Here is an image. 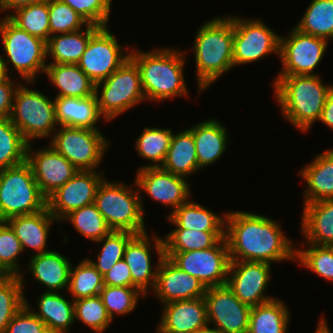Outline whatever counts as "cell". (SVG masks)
Returning a JSON list of instances; mask_svg holds the SVG:
<instances>
[{"instance_id":"obj_1","label":"cell","mask_w":333,"mask_h":333,"mask_svg":"<svg viewBox=\"0 0 333 333\" xmlns=\"http://www.w3.org/2000/svg\"><path fill=\"white\" fill-rule=\"evenodd\" d=\"M225 227L230 261L270 264L295 260L293 242L286 238L278 222L266 216L245 211L228 212Z\"/></svg>"},{"instance_id":"obj_2","label":"cell","mask_w":333,"mask_h":333,"mask_svg":"<svg viewBox=\"0 0 333 333\" xmlns=\"http://www.w3.org/2000/svg\"><path fill=\"white\" fill-rule=\"evenodd\" d=\"M331 87L319 75H278L273 83L282 114L303 132L320 120Z\"/></svg>"},{"instance_id":"obj_3","label":"cell","mask_w":333,"mask_h":333,"mask_svg":"<svg viewBox=\"0 0 333 333\" xmlns=\"http://www.w3.org/2000/svg\"><path fill=\"white\" fill-rule=\"evenodd\" d=\"M194 54L199 92L207 89L233 63V17L204 23L195 35Z\"/></svg>"},{"instance_id":"obj_4","label":"cell","mask_w":333,"mask_h":333,"mask_svg":"<svg viewBox=\"0 0 333 333\" xmlns=\"http://www.w3.org/2000/svg\"><path fill=\"white\" fill-rule=\"evenodd\" d=\"M136 63L146 100L160 101L177 96H188L183 77L184 54L170 48L151 52H130Z\"/></svg>"},{"instance_id":"obj_5","label":"cell","mask_w":333,"mask_h":333,"mask_svg":"<svg viewBox=\"0 0 333 333\" xmlns=\"http://www.w3.org/2000/svg\"><path fill=\"white\" fill-rule=\"evenodd\" d=\"M140 189L136 191L124 183L103 179L99 184L94 204L112 231L145 233L144 209Z\"/></svg>"},{"instance_id":"obj_6","label":"cell","mask_w":333,"mask_h":333,"mask_svg":"<svg viewBox=\"0 0 333 333\" xmlns=\"http://www.w3.org/2000/svg\"><path fill=\"white\" fill-rule=\"evenodd\" d=\"M47 207L30 164L0 170V221L40 212Z\"/></svg>"},{"instance_id":"obj_7","label":"cell","mask_w":333,"mask_h":333,"mask_svg":"<svg viewBox=\"0 0 333 333\" xmlns=\"http://www.w3.org/2000/svg\"><path fill=\"white\" fill-rule=\"evenodd\" d=\"M0 36L7 55L6 61L0 60L8 73L7 64H11L25 82H35L36 74L45 72L47 64V42L20 29L8 17L0 21Z\"/></svg>"},{"instance_id":"obj_8","label":"cell","mask_w":333,"mask_h":333,"mask_svg":"<svg viewBox=\"0 0 333 333\" xmlns=\"http://www.w3.org/2000/svg\"><path fill=\"white\" fill-rule=\"evenodd\" d=\"M100 85H102L99 96ZM100 114L106 121L145 101L140 72L136 63L128 58L108 78L95 84Z\"/></svg>"},{"instance_id":"obj_9","label":"cell","mask_w":333,"mask_h":333,"mask_svg":"<svg viewBox=\"0 0 333 333\" xmlns=\"http://www.w3.org/2000/svg\"><path fill=\"white\" fill-rule=\"evenodd\" d=\"M9 118L28 143L31 139L46 138L57 131L55 101L20 84Z\"/></svg>"},{"instance_id":"obj_10","label":"cell","mask_w":333,"mask_h":333,"mask_svg":"<svg viewBox=\"0 0 333 333\" xmlns=\"http://www.w3.org/2000/svg\"><path fill=\"white\" fill-rule=\"evenodd\" d=\"M60 127L54 132L49 145L77 169L95 170L109 146L105 136L99 130Z\"/></svg>"},{"instance_id":"obj_11","label":"cell","mask_w":333,"mask_h":333,"mask_svg":"<svg viewBox=\"0 0 333 333\" xmlns=\"http://www.w3.org/2000/svg\"><path fill=\"white\" fill-rule=\"evenodd\" d=\"M182 271L197 278L205 288L225 285L230 265L226 238L207 249L187 252H164Z\"/></svg>"},{"instance_id":"obj_12","label":"cell","mask_w":333,"mask_h":333,"mask_svg":"<svg viewBox=\"0 0 333 333\" xmlns=\"http://www.w3.org/2000/svg\"><path fill=\"white\" fill-rule=\"evenodd\" d=\"M259 19L233 17V63L244 65L269 53L279 55L280 36Z\"/></svg>"},{"instance_id":"obj_13","label":"cell","mask_w":333,"mask_h":333,"mask_svg":"<svg viewBox=\"0 0 333 333\" xmlns=\"http://www.w3.org/2000/svg\"><path fill=\"white\" fill-rule=\"evenodd\" d=\"M116 36L106 27H100L89 39L78 67L96 84L108 78L128 58L123 54Z\"/></svg>"},{"instance_id":"obj_14","label":"cell","mask_w":333,"mask_h":333,"mask_svg":"<svg viewBox=\"0 0 333 333\" xmlns=\"http://www.w3.org/2000/svg\"><path fill=\"white\" fill-rule=\"evenodd\" d=\"M327 40L304 33L296 27L290 36H280L279 56L282 72L278 75H317V67L327 48Z\"/></svg>"},{"instance_id":"obj_15","label":"cell","mask_w":333,"mask_h":333,"mask_svg":"<svg viewBox=\"0 0 333 333\" xmlns=\"http://www.w3.org/2000/svg\"><path fill=\"white\" fill-rule=\"evenodd\" d=\"M208 324L218 333H247L251 307L242 303L225 284L206 288Z\"/></svg>"},{"instance_id":"obj_16","label":"cell","mask_w":333,"mask_h":333,"mask_svg":"<svg viewBox=\"0 0 333 333\" xmlns=\"http://www.w3.org/2000/svg\"><path fill=\"white\" fill-rule=\"evenodd\" d=\"M103 179L102 172L80 170L47 197L48 211L62 221L71 211L93 204Z\"/></svg>"},{"instance_id":"obj_17","label":"cell","mask_w":333,"mask_h":333,"mask_svg":"<svg viewBox=\"0 0 333 333\" xmlns=\"http://www.w3.org/2000/svg\"><path fill=\"white\" fill-rule=\"evenodd\" d=\"M270 266L264 262L230 261L226 285L250 307L269 302L274 298L264 292L270 282Z\"/></svg>"},{"instance_id":"obj_18","label":"cell","mask_w":333,"mask_h":333,"mask_svg":"<svg viewBox=\"0 0 333 333\" xmlns=\"http://www.w3.org/2000/svg\"><path fill=\"white\" fill-rule=\"evenodd\" d=\"M134 185L157 202L173 207L172 212L186 203L191 196L190 186L184 177L174 175L161 167L138 170Z\"/></svg>"},{"instance_id":"obj_19","label":"cell","mask_w":333,"mask_h":333,"mask_svg":"<svg viewBox=\"0 0 333 333\" xmlns=\"http://www.w3.org/2000/svg\"><path fill=\"white\" fill-rule=\"evenodd\" d=\"M27 147L26 161L30 164L41 193L47 198L80 170L51 146L33 151Z\"/></svg>"},{"instance_id":"obj_20","label":"cell","mask_w":333,"mask_h":333,"mask_svg":"<svg viewBox=\"0 0 333 333\" xmlns=\"http://www.w3.org/2000/svg\"><path fill=\"white\" fill-rule=\"evenodd\" d=\"M154 246L158 254L159 260L155 271L152 270L151 265V242L149 241L147 233L136 234L127 244L124 252L123 259L130 268L132 276V287L138 288L145 296L147 295L148 288L155 287L157 269L159 262L164 257V243L163 239L155 236ZM150 285V287H149Z\"/></svg>"},{"instance_id":"obj_21","label":"cell","mask_w":333,"mask_h":333,"mask_svg":"<svg viewBox=\"0 0 333 333\" xmlns=\"http://www.w3.org/2000/svg\"><path fill=\"white\" fill-rule=\"evenodd\" d=\"M163 304L204 297L206 288L192 275L182 271L164 255L158 265L153 289Z\"/></svg>"},{"instance_id":"obj_22","label":"cell","mask_w":333,"mask_h":333,"mask_svg":"<svg viewBox=\"0 0 333 333\" xmlns=\"http://www.w3.org/2000/svg\"><path fill=\"white\" fill-rule=\"evenodd\" d=\"M163 306L157 333H191L210 325L204 297L172 301Z\"/></svg>"},{"instance_id":"obj_23","label":"cell","mask_w":333,"mask_h":333,"mask_svg":"<svg viewBox=\"0 0 333 333\" xmlns=\"http://www.w3.org/2000/svg\"><path fill=\"white\" fill-rule=\"evenodd\" d=\"M300 173L307 183L303 204L333 199V149L317 155Z\"/></svg>"},{"instance_id":"obj_24","label":"cell","mask_w":333,"mask_h":333,"mask_svg":"<svg viewBox=\"0 0 333 333\" xmlns=\"http://www.w3.org/2000/svg\"><path fill=\"white\" fill-rule=\"evenodd\" d=\"M303 206L301 232L307 244L333 246V199Z\"/></svg>"},{"instance_id":"obj_25","label":"cell","mask_w":333,"mask_h":333,"mask_svg":"<svg viewBox=\"0 0 333 333\" xmlns=\"http://www.w3.org/2000/svg\"><path fill=\"white\" fill-rule=\"evenodd\" d=\"M53 221H57V219L46 207L40 212L15 216L6 222L14 230L23 250L28 247L37 251L36 254H42L51 251L45 249L49 228Z\"/></svg>"},{"instance_id":"obj_26","label":"cell","mask_w":333,"mask_h":333,"mask_svg":"<svg viewBox=\"0 0 333 333\" xmlns=\"http://www.w3.org/2000/svg\"><path fill=\"white\" fill-rule=\"evenodd\" d=\"M70 260L57 251L35 254L31 257L29 270L34 278L50 292H59L69 287Z\"/></svg>"},{"instance_id":"obj_27","label":"cell","mask_w":333,"mask_h":333,"mask_svg":"<svg viewBox=\"0 0 333 333\" xmlns=\"http://www.w3.org/2000/svg\"><path fill=\"white\" fill-rule=\"evenodd\" d=\"M56 121L60 126L98 130L101 118L96 94L86 98L55 97Z\"/></svg>"},{"instance_id":"obj_28","label":"cell","mask_w":333,"mask_h":333,"mask_svg":"<svg viewBox=\"0 0 333 333\" xmlns=\"http://www.w3.org/2000/svg\"><path fill=\"white\" fill-rule=\"evenodd\" d=\"M189 130L195 141L199 169H203L217 161L223 155L227 146V131L215 119L203 121Z\"/></svg>"},{"instance_id":"obj_29","label":"cell","mask_w":333,"mask_h":333,"mask_svg":"<svg viewBox=\"0 0 333 333\" xmlns=\"http://www.w3.org/2000/svg\"><path fill=\"white\" fill-rule=\"evenodd\" d=\"M44 73L60 90L56 97L86 98L95 94V83L77 64L49 63Z\"/></svg>"},{"instance_id":"obj_30","label":"cell","mask_w":333,"mask_h":333,"mask_svg":"<svg viewBox=\"0 0 333 333\" xmlns=\"http://www.w3.org/2000/svg\"><path fill=\"white\" fill-rule=\"evenodd\" d=\"M100 27L86 25V30L55 34L47 41V56L51 55L53 63L77 64L83 55L90 37Z\"/></svg>"},{"instance_id":"obj_31","label":"cell","mask_w":333,"mask_h":333,"mask_svg":"<svg viewBox=\"0 0 333 333\" xmlns=\"http://www.w3.org/2000/svg\"><path fill=\"white\" fill-rule=\"evenodd\" d=\"M161 168L184 178L200 170L195 141L189 129L173 134Z\"/></svg>"},{"instance_id":"obj_32","label":"cell","mask_w":333,"mask_h":333,"mask_svg":"<svg viewBox=\"0 0 333 333\" xmlns=\"http://www.w3.org/2000/svg\"><path fill=\"white\" fill-rule=\"evenodd\" d=\"M168 220L177 226L174 230L225 232V215L217 216L190 199L170 212Z\"/></svg>"},{"instance_id":"obj_33","label":"cell","mask_w":333,"mask_h":333,"mask_svg":"<svg viewBox=\"0 0 333 333\" xmlns=\"http://www.w3.org/2000/svg\"><path fill=\"white\" fill-rule=\"evenodd\" d=\"M59 292L44 291L38 299V316L50 333H66L74 320V300L69 302Z\"/></svg>"},{"instance_id":"obj_34","label":"cell","mask_w":333,"mask_h":333,"mask_svg":"<svg viewBox=\"0 0 333 333\" xmlns=\"http://www.w3.org/2000/svg\"><path fill=\"white\" fill-rule=\"evenodd\" d=\"M289 316L288 308L279 299L251 307L247 333H287Z\"/></svg>"},{"instance_id":"obj_35","label":"cell","mask_w":333,"mask_h":333,"mask_svg":"<svg viewBox=\"0 0 333 333\" xmlns=\"http://www.w3.org/2000/svg\"><path fill=\"white\" fill-rule=\"evenodd\" d=\"M298 30L325 40L333 38V0H312L300 22Z\"/></svg>"},{"instance_id":"obj_36","label":"cell","mask_w":333,"mask_h":333,"mask_svg":"<svg viewBox=\"0 0 333 333\" xmlns=\"http://www.w3.org/2000/svg\"><path fill=\"white\" fill-rule=\"evenodd\" d=\"M28 144L9 117L0 118V170L25 162Z\"/></svg>"},{"instance_id":"obj_37","label":"cell","mask_w":333,"mask_h":333,"mask_svg":"<svg viewBox=\"0 0 333 333\" xmlns=\"http://www.w3.org/2000/svg\"><path fill=\"white\" fill-rule=\"evenodd\" d=\"M16 14H6L15 25L30 35L37 36L46 42L50 38L49 0H43L18 8Z\"/></svg>"},{"instance_id":"obj_38","label":"cell","mask_w":333,"mask_h":333,"mask_svg":"<svg viewBox=\"0 0 333 333\" xmlns=\"http://www.w3.org/2000/svg\"><path fill=\"white\" fill-rule=\"evenodd\" d=\"M225 238V232L173 230L163 238L164 252H187L207 249Z\"/></svg>"},{"instance_id":"obj_39","label":"cell","mask_w":333,"mask_h":333,"mask_svg":"<svg viewBox=\"0 0 333 333\" xmlns=\"http://www.w3.org/2000/svg\"><path fill=\"white\" fill-rule=\"evenodd\" d=\"M172 137L170 129L145 127L142 134L136 139V150L142 158L149 159L155 165H146L138 170L147 167H161L171 145Z\"/></svg>"},{"instance_id":"obj_40","label":"cell","mask_w":333,"mask_h":333,"mask_svg":"<svg viewBox=\"0 0 333 333\" xmlns=\"http://www.w3.org/2000/svg\"><path fill=\"white\" fill-rule=\"evenodd\" d=\"M103 287V275L88 259L81 261L75 269L71 266L68 290L73 300L98 296Z\"/></svg>"},{"instance_id":"obj_41","label":"cell","mask_w":333,"mask_h":333,"mask_svg":"<svg viewBox=\"0 0 333 333\" xmlns=\"http://www.w3.org/2000/svg\"><path fill=\"white\" fill-rule=\"evenodd\" d=\"M63 220L70 221L77 232L95 242L112 231L94 203L71 211Z\"/></svg>"},{"instance_id":"obj_42","label":"cell","mask_w":333,"mask_h":333,"mask_svg":"<svg viewBox=\"0 0 333 333\" xmlns=\"http://www.w3.org/2000/svg\"><path fill=\"white\" fill-rule=\"evenodd\" d=\"M23 275L9 276L0 284V333H5L7 325L25 304Z\"/></svg>"},{"instance_id":"obj_43","label":"cell","mask_w":333,"mask_h":333,"mask_svg":"<svg viewBox=\"0 0 333 333\" xmlns=\"http://www.w3.org/2000/svg\"><path fill=\"white\" fill-rule=\"evenodd\" d=\"M136 234L128 231H111L101 240L96 242H104L101 252L97 255V262L87 258L92 265L102 274L107 273L116 262L123 259L125 248L128 242Z\"/></svg>"},{"instance_id":"obj_44","label":"cell","mask_w":333,"mask_h":333,"mask_svg":"<svg viewBox=\"0 0 333 333\" xmlns=\"http://www.w3.org/2000/svg\"><path fill=\"white\" fill-rule=\"evenodd\" d=\"M139 295L143 296L144 294L135 287L107 285H104L99 294L111 320L115 314L125 315L134 311Z\"/></svg>"},{"instance_id":"obj_45","label":"cell","mask_w":333,"mask_h":333,"mask_svg":"<svg viewBox=\"0 0 333 333\" xmlns=\"http://www.w3.org/2000/svg\"><path fill=\"white\" fill-rule=\"evenodd\" d=\"M76 319L98 333L108 328L112 321L99 295L74 300V320Z\"/></svg>"},{"instance_id":"obj_46","label":"cell","mask_w":333,"mask_h":333,"mask_svg":"<svg viewBox=\"0 0 333 333\" xmlns=\"http://www.w3.org/2000/svg\"><path fill=\"white\" fill-rule=\"evenodd\" d=\"M308 245L307 250L296 249L295 261L333 282V246Z\"/></svg>"},{"instance_id":"obj_47","label":"cell","mask_w":333,"mask_h":333,"mask_svg":"<svg viewBox=\"0 0 333 333\" xmlns=\"http://www.w3.org/2000/svg\"><path fill=\"white\" fill-rule=\"evenodd\" d=\"M83 24L88 25L86 20L68 4L60 0H49L50 36L78 31L83 28Z\"/></svg>"},{"instance_id":"obj_48","label":"cell","mask_w":333,"mask_h":333,"mask_svg":"<svg viewBox=\"0 0 333 333\" xmlns=\"http://www.w3.org/2000/svg\"><path fill=\"white\" fill-rule=\"evenodd\" d=\"M22 246L14 230L6 221H0V267L10 276H21L18 256Z\"/></svg>"},{"instance_id":"obj_49","label":"cell","mask_w":333,"mask_h":333,"mask_svg":"<svg viewBox=\"0 0 333 333\" xmlns=\"http://www.w3.org/2000/svg\"><path fill=\"white\" fill-rule=\"evenodd\" d=\"M68 4L88 24L98 27L108 26L112 0H60Z\"/></svg>"},{"instance_id":"obj_50","label":"cell","mask_w":333,"mask_h":333,"mask_svg":"<svg viewBox=\"0 0 333 333\" xmlns=\"http://www.w3.org/2000/svg\"><path fill=\"white\" fill-rule=\"evenodd\" d=\"M30 309V304L25 300V304L7 325L5 333H50L46 324Z\"/></svg>"},{"instance_id":"obj_51","label":"cell","mask_w":333,"mask_h":333,"mask_svg":"<svg viewBox=\"0 0 333 333\" xmlns=\"http://www.w3.org/2000/svg\"><path fill=\"white\" fill-rule=\"evenodd\" d=\"M103 283L107 286L132 287L130 268L124 259L119 260L103 275Z\"/></svg>"},{"instance_id":"obj_52","label":"cell","mask_w":333,"mask_h":333,"mask_svg":"<svg viewBox=\"0 0 333 333\" xmlns=\"http://www.w3.org/2000/svg\"><path fill=\"white\" fill-rule=\"evenodd\" d=\"M19 87L10 76L0 83V118L10 117L14 95Z\"/></svg>"},{"instance_id":"obj_53","label":"cell","mask_w":333,"mask_h":333,"mask_svg":"<svg viewBox=\"0 0 333 333\" xmlns=\"http://www.w3.org/2000/svg\"><path fill=\"white\" fill-rule=\"evenodd\" d=\"M319 121L323 122V124L325 123L328 127L333 129V85L327 94L325 105Z\"/></svg>"},{"instance_id":"obj_54","label":"cell","mask_w":333,"mask_h":333,"mask_svg":"<svg viewBox=\"0 0 333 333\" xmlns=\"http://www.w3.org/2000/svg\"><path fill=\"white\" fill-rule=\"evenodd\" d=\"M41 1L43 0H0V10L7 11L12 8L14 12V10L18 8L38 3Z\"/></svg>"},{"instance_id":"obj_55","label":"cell","mask_w":333,"mask_h":333,"mask_svg":"<svg viewBox=\"0 0 333 333\" xmlns=\"http://www.w3.org/2000/svg\"><path fill=\"white\" fill-rule=\"evenodd\" d=\"M316 333H330V330L328 328L327 323L325 322V320L323 319V317L321 318V320L319 321L318 325H317V329L315 331Z\"/></svg>"},{"instance_id":"obj_56","label":"cell","mask_w":333,"mask_h":333,"mask_svg":"<svg viewBox=\"0 0 333 333\" xmlns=\"http://www.w3.org/2000/svg\"><path fill=\"white\" fill-rule=\"evenodd\" d=\"M9 77V74L6 71L5 66L2 64L0 60V83L5 81Z\"/></svg>"},{"instance_id":"obj_57","label":"cell","mask_w":333,"mask_h":333,"mask_svg":"<svg viewBox=\"0 0 333 333\" xmlns=\"http://www.w3.org/2000/svg\"><path fill=\"white\" fill-rule=\"evenodd\" d=\"M9 276L10 275L0 267V284L4 282Z\"/></svg>"},{"instance_id":"obj_58","label":"cell","mask_w":333,"mask_h":333,"mask_svg":"<svg viewBox=\"0 0 333 333\" xmlns=\"http://www.w3.org/2000/svg\"><path fill=\"white\" fill-rule=\"evenodd\" d=\"M191 333H218L217 331H215L212 328L206 327L205 329L199 330V331H195V332H191Z\"/></svg>"}]
</instances>
